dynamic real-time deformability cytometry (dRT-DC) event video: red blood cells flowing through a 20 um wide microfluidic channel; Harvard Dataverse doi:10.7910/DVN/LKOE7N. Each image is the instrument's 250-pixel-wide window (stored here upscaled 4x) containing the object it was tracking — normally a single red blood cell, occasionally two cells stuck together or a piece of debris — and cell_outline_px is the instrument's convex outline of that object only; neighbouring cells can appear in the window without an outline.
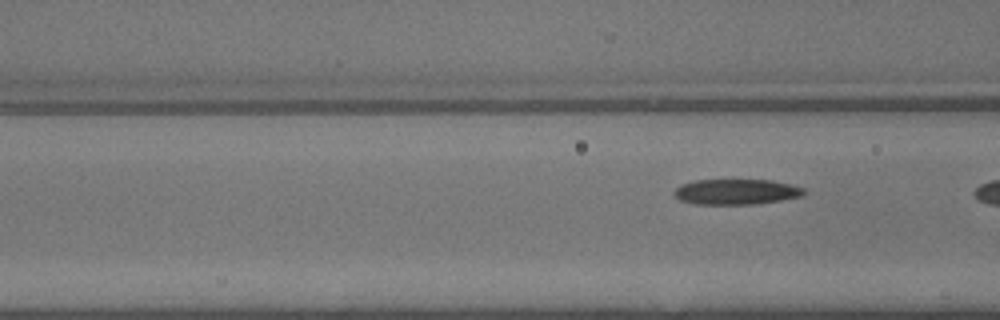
{"species": "common noctule bat (a hibernating species)", "species_latin": "Nyctalus noctula", "temperature_condition": "warm", "stored_images_in_passage": 4, "segment_of_instrument_passage": [2, 2], "camera_frame_rate_fps": 3000, "um_per_image_px": 0.085, "animal": {"sex": "male", "body_mass_g": 13.3}, "frame": {"image": 1, "passage_image": 4, "time_ms": 1.0, "image_size_px": [1000, 320], "cell_outline_px": [[808, 192], [804, 196], [756, 204], [692, 204], [680, 200], [672, 192], [680, 184], [696, 180], [772, 180], [792, 184], [804, 188]], "centroid_in_image_um": [62.61, 16.3], "position_along_channel_um": 104.0, "area_um2": 19.48}}